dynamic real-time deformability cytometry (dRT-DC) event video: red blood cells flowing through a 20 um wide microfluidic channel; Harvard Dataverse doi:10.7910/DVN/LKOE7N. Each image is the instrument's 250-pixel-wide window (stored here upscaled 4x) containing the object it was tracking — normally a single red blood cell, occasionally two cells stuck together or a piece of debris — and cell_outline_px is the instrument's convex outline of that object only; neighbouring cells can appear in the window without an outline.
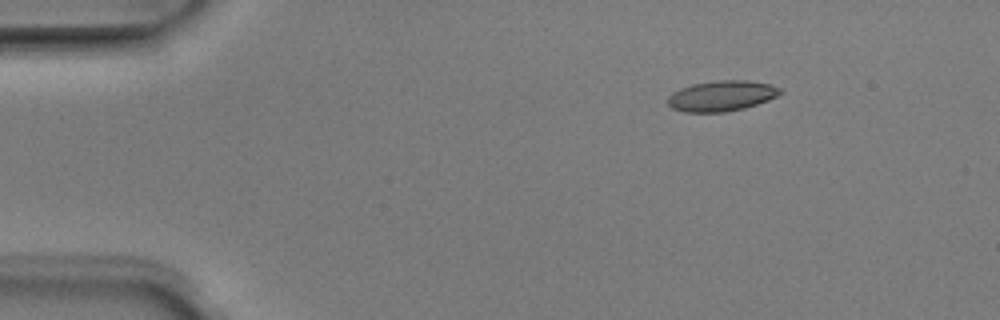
{"species": "Egyptian fruit bat (a non-hibernating species)", "species_latin": "Rousettus aegyptiacus", "temperature_condition": "room temperature", "stored_images_in_passage": 5, "camera_frame_rate_fps": 3000, "um_per_image_px": 0.085, "animal": {"sex": "male"}, "frame": {"image": 1, "passage_image": 3, "time_ms": 0.667, "image_size_px": [1000, 320], "cell_outline_px": [[784, 92], [768, 100], [744, 108], [724, 112], [684, 112], [672, 108], [668, 104], [668, 96], [672, 92], [680, 88], [692, 84], [716, 80], [748, 80], [772, 84], [780, 88]], "centroid_in_image_um": [61.34, 8.14], "position_along_channel_um": 23.7, "area_um2": 20.11}}